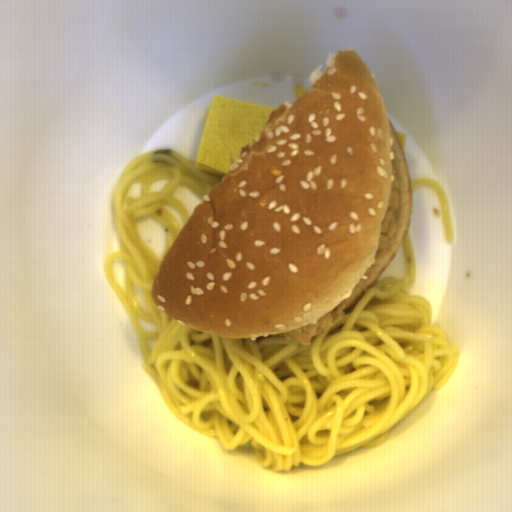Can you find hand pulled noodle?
<instances>
[{
    "label": "hand pulled noodle",
    "mask_w": 512,
    "mask_h": 512,
    "mask_svg": "<svg viewBox=\"0 0 512 512\" xmlns=\"http://www.w3.org/2000/svg\"><path fill=\"white\" fill-rule=\"evenodd\" d=\"M221 177L164 147L127 162L116 181L111 219L118 251L102 269L130 320L141 370L186 427L230 452L250 442L265 469L323 465L387 443L391 428L439 391L460 359L455 340L433 324L431 302L409 294L416 280L409 231L406 279L376 281L310 345L197 331L154 301L161 261L136 224L149 215L165 227L163 261L182 231L166 204L183 226L191 215L172 195L185 186L203 200Z\"/></svg>",
    "instance_id": "14784b9a"
},
{
    "label": "hand pulled noodle",
    "mask_w": 512,
    "mask_h": 512,
    "mask_svg": "<svg viewBox=\"0 0 512 512\" xmlns=\"http://www.w3.org/2000/svg\"><path fill=\"white\" fill-rule=\"evenodd\" d=\"M411 190L421 186H432L436 191L440 203L441 214L443 219V225L445 230L446 242L448 244H453L454 233H453V225L452 218L450 213V207L447 199V195L439 182L434 178L430 177H418L412 181H410Z\"/></svg>",
    "instance_id": "772679e5"
}]
</instances>
